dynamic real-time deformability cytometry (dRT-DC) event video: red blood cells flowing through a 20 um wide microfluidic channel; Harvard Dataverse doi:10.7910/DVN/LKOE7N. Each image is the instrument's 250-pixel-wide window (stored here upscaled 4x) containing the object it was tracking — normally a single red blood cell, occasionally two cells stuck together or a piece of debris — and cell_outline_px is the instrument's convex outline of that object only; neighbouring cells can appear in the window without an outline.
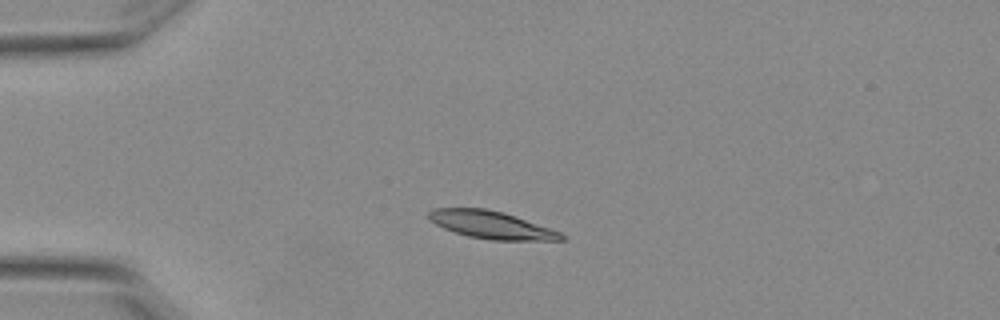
{"species": "Egyptian fruit bat (a non-hibernating species)", "species_latin": "Rousettus aegyptiacus", "temperature_condition": "warm", "stored_images_in_passage": 3, "camera_frame_rate_fps": 3000, "um_per_image_px": 0.085, "animal": {"sex": "female"}, "frame": {"image": 1, "passage_image": 2, "time_ms": 0.333, "image_size_px": [1000, 320], "cell_outline_px": [[568, 240], [492, 240], [468, 236], [444, 228], [428, 220], [428, 212], [432, 208], [484, 208], [504, 212], [560, 232], [568, 236]], "centroid_in_image_um": [41.77, 19.11], "position_along_channel_um": 43.2, "area_um2": 21.27}}